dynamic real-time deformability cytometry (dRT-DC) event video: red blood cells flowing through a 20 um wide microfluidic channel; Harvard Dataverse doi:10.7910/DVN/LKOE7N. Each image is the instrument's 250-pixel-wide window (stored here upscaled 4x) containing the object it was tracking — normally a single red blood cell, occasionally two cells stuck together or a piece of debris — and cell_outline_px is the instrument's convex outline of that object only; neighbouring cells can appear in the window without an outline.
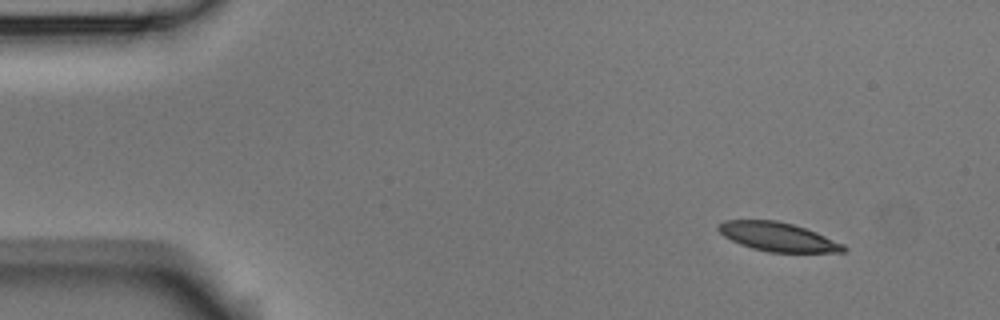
{"species": "Egyptian fruit bat (a non-hibernating species)", "species_latin": "Rousettus aegyptiacus", "temperature_condition": "room temperature", "stored_images_in_passage": 4, "camera_frame_rate_fps": 3000, "um_per_image_px": 0.085, "animal": {"sex": "male"}, "frame": {"image": 1, "passage_image": 1, "time_ms": 0.0, "image_size_px": [1000, 320], "cell_outline_px": [[848, 248], [844, 252], [768, 252], [752, 248], [740, 244], [724, 236], [716, 228], [724, 220], [776, 220], [792, 224], [816, 232], [844, 244]], "centroid_in_image_um": [66.13, 20.13], "position_along_channel_um": 18.9, "area_um2": 20.92}}
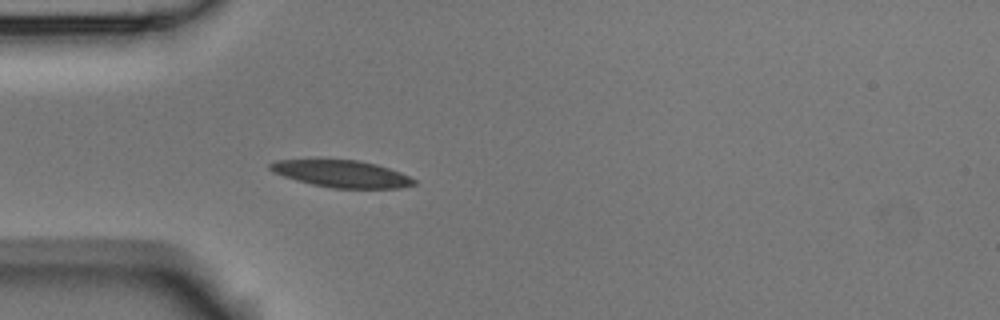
{"frame": {"image": 2, "passage_image": 4, "time_ms": 1.0, "image_size_px": [1000, 320], "cell_outline_px": [[416, 184], [400, 188], [332, 188], [312, 184], [296, 180], [272, 172], [268, 168], [268, 164], [276, 160], [320, 156], [356, 160], [376, 164], [400, 172], [416, 180]], "centroid_in_image_um": [28.93, 14.71], "position_along_channel_um": 56.1, "area_um2": 23.64}}